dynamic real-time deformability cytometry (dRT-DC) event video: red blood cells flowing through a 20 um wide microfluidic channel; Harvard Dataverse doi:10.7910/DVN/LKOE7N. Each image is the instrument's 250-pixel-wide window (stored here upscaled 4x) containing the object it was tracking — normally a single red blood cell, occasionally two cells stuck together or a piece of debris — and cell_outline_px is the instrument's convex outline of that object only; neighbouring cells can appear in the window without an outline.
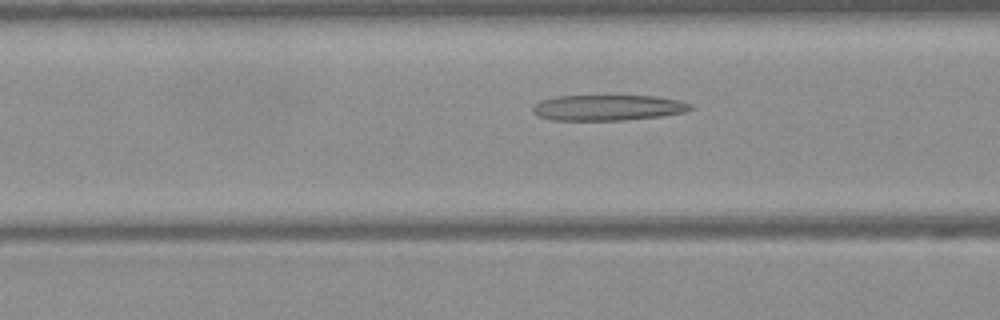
{"species": "Egyptian fruit bat (a non-hibernating species)", "species_latin": "Rousettus aegyptiacus", "temperature_condition": "warm", "stored_images_in_passage": 30, "camera_frame_rate_fps": 3000, "um_per_image_px": 0.085, "frame": {"image": 1, "passage_image": 6, "time_ms": 1.667, "image_size_px": [1000, 320], "cell_outline_px": [[692, 108], [688, 112], [660, 116], [624, 120], [552, 120], [540, 116], [532, 112], [532, 104], [540, 100], [556, 96], [656, 96], [680, 100], [692, 104]], "centroid_in_image_um": [51.67, 9.15], "position_along_channel_um": 114.9, "area_um2": 23.76}}
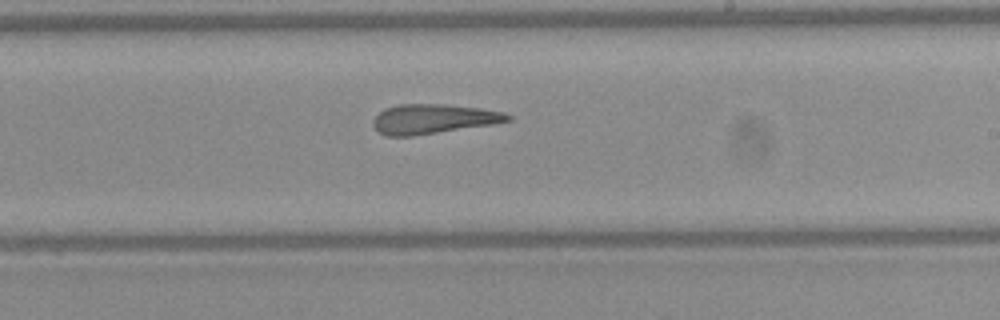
{"frame": {"image": 2, "passage_image": 16, "time_ms": 5.0, "image_size_px": [1000, 320], "cell_outline_px": [[512, 120], [492, 124], [412, 136], [388, 136], [380, 132], [372, 124], [372, 120], [384, 108], [400, 104], [444, 104], [480, 108], [504, 112], [512, 116]], "centroid_in_image_um": [36.83, 10.1], "position_along_channel_um": 252.2, "area_um2": 23.06}}
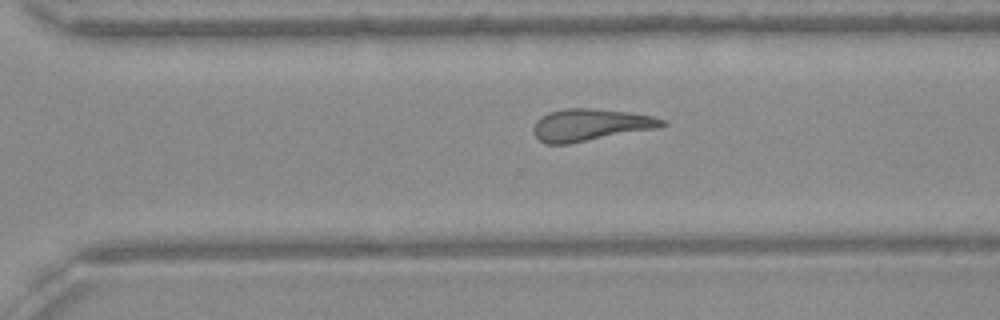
{"frame": {"image": 3, "passage_image": 21, "time_ms": 6.667, "image_size_px": [1000, 320], "cell_outline_px": [[668, 124], [660, 128], [568, 144], [544, 144], [532, 132], [532, 128], [536, 120], [548, 112], [564, 108], [592, 108], [628, 112], [652, 116], [664, 120]], "centroid_in_image_um": [50.17, 10.62], "position_along_channel_um": 320.4, "area_um2": 24.28}, "authors_computed_cell_mechanics": {"area_um2": 23.6691, "velocity_mm_per_s": 4.1101, "shape_relaxation_time_tau1_ms": null, "shape_relaxation_time_tau2_ms": 3.8527, "deformation_change_tau1": null, "deformation_change_tau2": 0.1762}}